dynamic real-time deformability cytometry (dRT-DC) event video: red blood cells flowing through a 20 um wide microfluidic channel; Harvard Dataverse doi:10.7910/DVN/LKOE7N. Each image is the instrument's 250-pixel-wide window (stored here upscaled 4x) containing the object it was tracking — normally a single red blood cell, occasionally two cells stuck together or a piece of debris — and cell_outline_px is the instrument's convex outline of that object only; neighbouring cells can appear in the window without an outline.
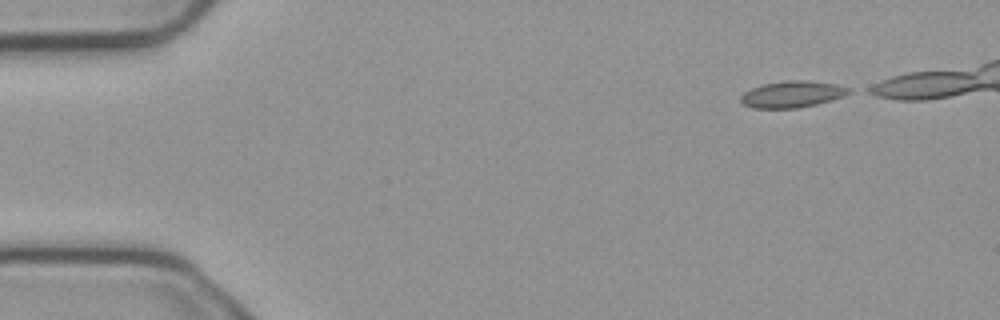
{"species": "common noctule bat (a hibernating species)", "species_latin": "Nyctalus noctula", "temperature_condition": "cold", "stored_images_in_passage": 4, "segment_of_instrument_passage": [1, 2], "camera_frame_rate_fps": 3000, "um_per_image_px": 0.085, "animal": {"sex": "male", "body_mass_g": 23.1, "forearm_length_mm": 52.7}, "frame": {"image": 1, "passage_image": 1, "time_ms": 0.0, "image_size_px": [1000, 320], "cell_outline_px": [[852, 92], [844, 96], [832, 100], [800, 108], [752, 108], [744, 104], [740, 100], [740, 96], [744, 92], [752, 88], [764, 84], [788, 80], [804, 80], [836, 84], [852, 88]], "centroid_in_image_um": [67.37, 8.01], "position_along_channel_um": 17.6, "area_um2": 16.76}}
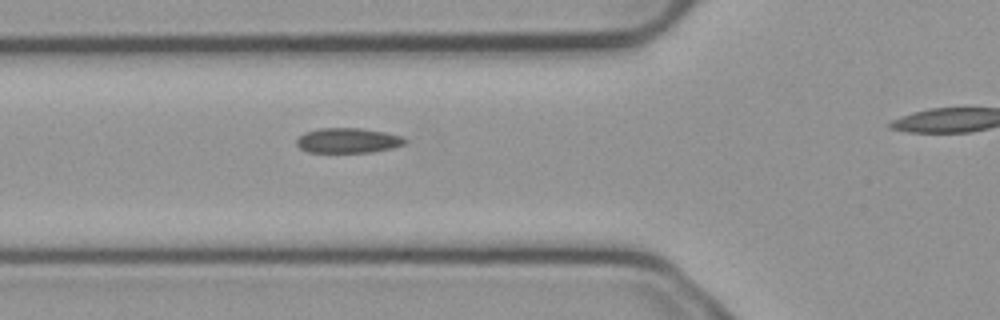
{"frame": {"image": 2, "passage_image": 3, "time_ms": 0.667, "image_size_px": [1000, 320], "cell_outline_px": [[408, 140], [404, 144], [392, 148], [372, 152], [308, 152], [300, 148], [296, 144], [296, 140], [304, 132], [320, 128], [360, 128], [384, 132], [400, 136]], "centroid_in_image_um": [29.56, 11.94], "position_along_channel_um": 96.2, "area_um2": 15.72}}